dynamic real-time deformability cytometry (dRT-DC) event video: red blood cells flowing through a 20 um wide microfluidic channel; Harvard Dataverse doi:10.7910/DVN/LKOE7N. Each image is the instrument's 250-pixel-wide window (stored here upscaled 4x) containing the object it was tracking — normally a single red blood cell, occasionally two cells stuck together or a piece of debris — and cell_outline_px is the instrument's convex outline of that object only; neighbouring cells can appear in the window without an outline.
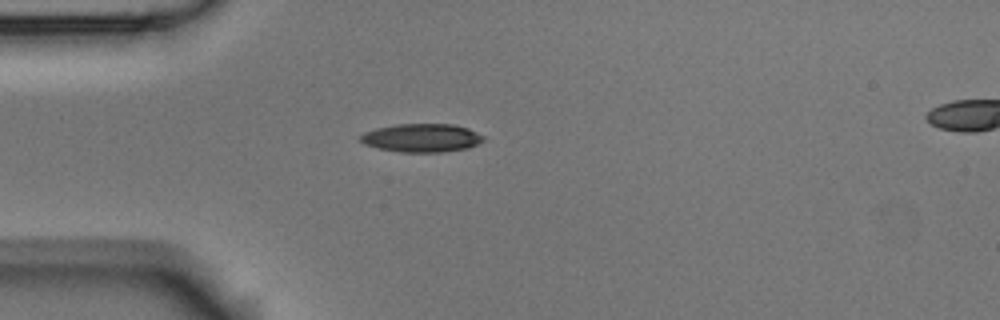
{"species": "Egyptian fruit bat (a non-hibernating species)", "species_latin": "Rousettus aegyptiacus", "temperature_condition": "room temperature", "stored_images_in_passage": 6, "camera_frame_rate_fps": 3000, "um_per_image_px": 0.085, "animal": {"sex": "male"}, "frame": {"image": 1, "passage_image": 5, "time_ms": 4.667, "image_size_px": [1000, 320], "cell_outline_px": [[484, 140], [468, 148], [440, 152], [400, 152], [376, 148], [364, 144], [360, 140], [360, 136], [364, 132], [376, 128], [396, 124], [452, 124], [468, 128], [484, 136]], "centroid_in_image_um": [35.82, 11.72], "position_along_channel_um": 49.2, "area_um2": 20.35}}